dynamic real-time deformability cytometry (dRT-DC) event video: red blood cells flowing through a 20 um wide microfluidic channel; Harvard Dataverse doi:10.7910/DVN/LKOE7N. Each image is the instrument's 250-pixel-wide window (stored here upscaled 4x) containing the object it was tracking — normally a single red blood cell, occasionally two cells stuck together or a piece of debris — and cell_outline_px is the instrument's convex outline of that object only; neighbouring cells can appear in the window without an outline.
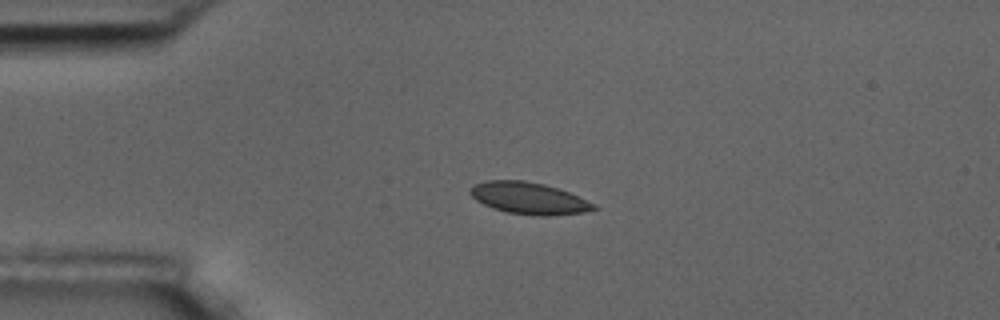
{"species": "common noctule bat (a hibernating species)", "species_latin": "Nyctalus noctula", "temperature_condition": "room temperature", "stored_images_in_passage": 3, "camera_frame_rate_fps": 3000, "um_per_image_px": 0.085, "animal": {"sex": "male", "body_mass_g": 17.5, "forearm_length_mm": 52.3}, "frame": {"image": 1, "passage_image": 1, "time_ms": 0.0, "image_size_px": [1000, 320], "cell_outline_px": [[600, 208], [584, 212], [548, 216], [536, 216], [508, 212], [492, 208], [476, 200], [468, 192], [476, 184], [488, 180], [524, 180], [544, 184], [568, 192], [596, 204]], "centroid_in_image_um": [44.97, 16.86], "position_along_channel_um": 40.0, "area_um2": 22.77}}